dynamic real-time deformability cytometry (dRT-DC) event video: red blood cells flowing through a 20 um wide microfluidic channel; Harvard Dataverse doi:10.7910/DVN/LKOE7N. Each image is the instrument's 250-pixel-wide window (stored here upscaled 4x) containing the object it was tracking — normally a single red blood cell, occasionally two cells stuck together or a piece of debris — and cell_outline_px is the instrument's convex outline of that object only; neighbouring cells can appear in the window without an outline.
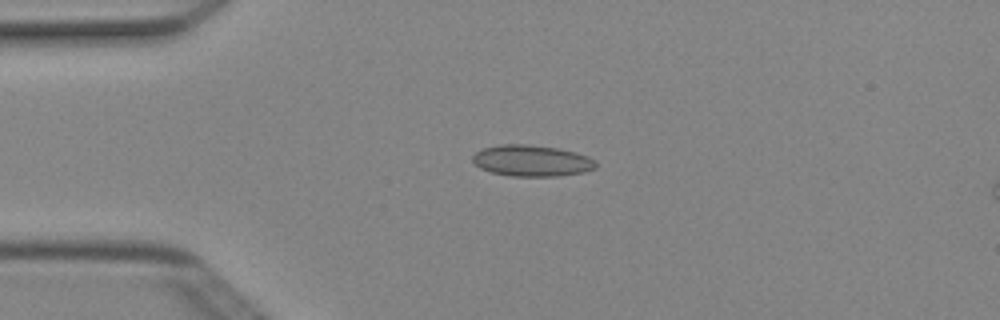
{"species": "Egyptian fruit bat (a non-hibernating species)", "species_latin": "Rousettus aegyptiacus", "temperature_condition": "cold", "stored_images_in_passage": 3, "camera_frame_rate_fps": 3000, "um_per_image_px": 0.085, "animal": {"sex": "female"}, "frame": {"image": 1, "passage_image": 1, "time_ms": 0.0, "image_size_px": [1000, 320], "cell_outline_px": [[596, 168], [584, 172], [560, 176], [512, 176], [492, 172], [480, 168], [472, 160], [472, 156], [476, 152], [484, 148], [500, 144], [528, 144], [556, 148], [576, 152], [588, 156], [596, 160]], "centroid_in_image_um": [45.22, 13.66], "position_along_channel_um": 39.8, "area_um2": 22.48}}